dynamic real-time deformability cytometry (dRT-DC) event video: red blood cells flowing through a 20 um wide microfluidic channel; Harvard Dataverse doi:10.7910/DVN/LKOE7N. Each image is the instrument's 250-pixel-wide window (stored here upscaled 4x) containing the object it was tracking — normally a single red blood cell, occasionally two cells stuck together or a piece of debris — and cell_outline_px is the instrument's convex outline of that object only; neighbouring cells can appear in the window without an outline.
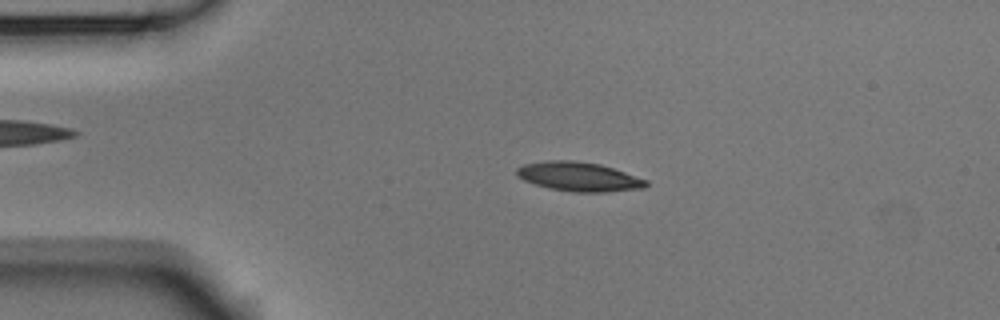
{"species": "Egyptian fruit bat (a non-hibernating species)", "species_latin": "Rousettus aegyptiacus", "temperature_condition": "room temperature", "stored_images_in_passage": 3, "camera_frame_rate_fps": 3000, "um_per_image_px": 0.085, "animal": {"sex": "male"}, "frame": {"image": 1, "passage_image": 2, "time_ms": 0.333, "image_size_px": [1000, 320], "cell_outline_px": [[648, 184], [644, 188], [604, 192], [572, 192], [548, 188], [524, 180], [516, 172], [516, 168], [524, 164], [548, 160], [572, 160], [600, 164], [648, 180]], "centroid_in_image_um": [49.21, 15.02], "position_along_channel_um": 35.8, "area_um2": 21.85}}